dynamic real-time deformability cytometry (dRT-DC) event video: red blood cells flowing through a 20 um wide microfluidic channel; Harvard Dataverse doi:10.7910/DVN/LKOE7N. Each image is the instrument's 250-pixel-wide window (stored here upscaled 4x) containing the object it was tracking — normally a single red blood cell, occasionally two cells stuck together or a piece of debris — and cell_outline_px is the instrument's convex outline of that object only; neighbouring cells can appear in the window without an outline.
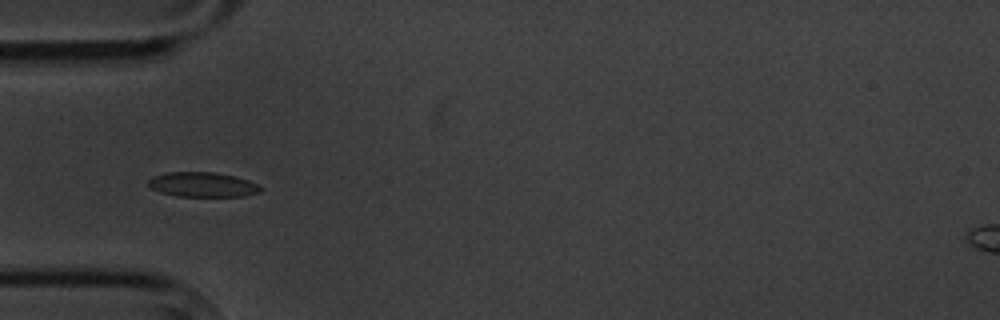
{"species": "common noctule bat (a hibernating species)", "species_latin": "Nyctalus noctula", "temperature_condition": "cold", "stored_images_in_passage": 10, "camera_frame_rate_fps": 3000, "um_per_image_px": 0.085, "animal": {"sex": "male", "body_mass_g": 20.1, "forearm_length_mm": 53.5}, "frame": {"image": 1, "passage_image": 5, "time_ms": 5.333, "image_size_px": [1000, 320], "cell_outline_px": [[264, 188], [260, 192], [244, 196], [176, 196], [160, 192], [152, 188], [148, 184], [148, 180], [152, 176], [164, 172], [216, 172], [236, 176], [248, 180]], "centroid_in_image_um": [17.22, 15.68], "position_along_channel_um": 67.8, "area_um2": 16.3}}
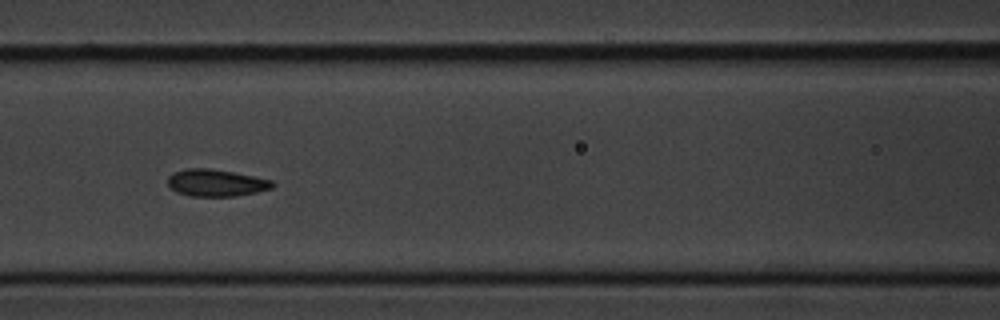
{"frame": {"image": 2, "passage_image": 7, "time_ms": 7.667, "image_size_px": [1000, 320], "cell_outline_px": [[276, 184], [272, 188], [256, 192], [236, 196], [188, 196], [176, 192], [168, 184], [168, 176], [176, 172], [188, 168], [208, 168], [232, 172], [272, 180]], "centroid_in_image_um": [18.37, 15.55], "position_along_channel_um": 148.2, "area_um2": 16.36}}
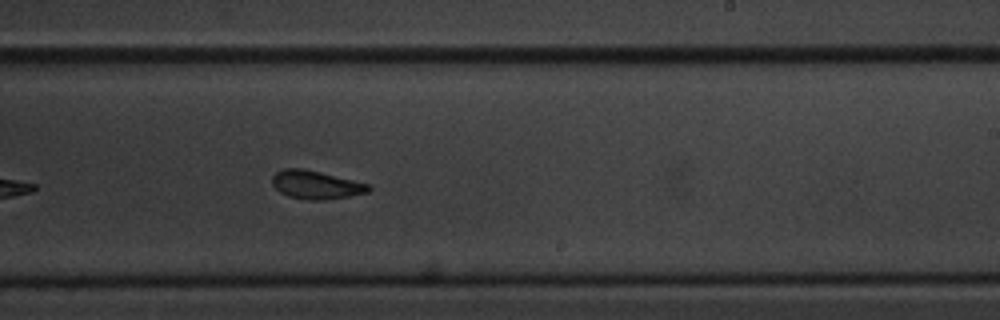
{"frame": {"image": 3, "passage_image": 10, "time_ms": 11.0, "image_size_px": [1000, 320], "cell_outline_px": [[372, 188], [368, 192], [348, 196], [324, 200], [308, 200], [288, 196], [280, 192], [272, 184], [272, 176], [276, 172], [284, 168], [304, 168], [368, 184]], "centroid_in_image_um": [26.82, 15.71], "position_along_channel_um": 262.2, "area_um2": 15.78}}